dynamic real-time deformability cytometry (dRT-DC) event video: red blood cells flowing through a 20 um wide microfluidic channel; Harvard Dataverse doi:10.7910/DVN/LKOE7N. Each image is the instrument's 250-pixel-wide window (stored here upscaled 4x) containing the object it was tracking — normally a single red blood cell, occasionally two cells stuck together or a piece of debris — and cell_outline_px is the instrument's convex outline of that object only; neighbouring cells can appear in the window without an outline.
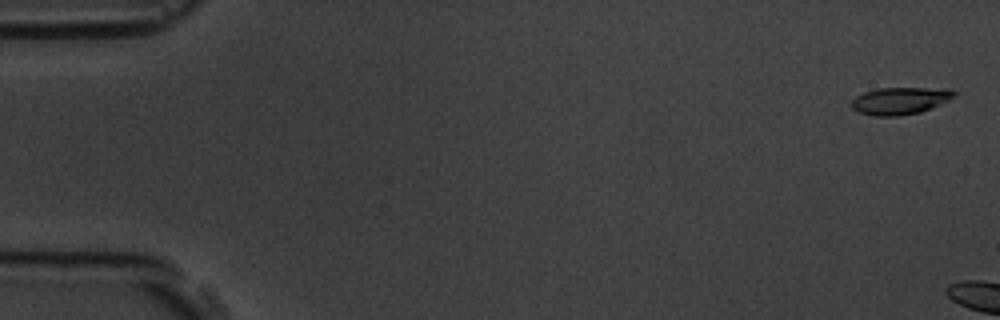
{"species": "common noctule bat (a hibernating species)", "species_latin": "Nyctalus noctula", "temperature_condition": "room temperature", "stored_images_in_passage": 7, "camera_frame_rate_fps": 3000, "um_per_image_px": 0.085, "animal": {"sex": "male", "body_mass_g": 19.5, "forearm_length_mm": 54.6}, "frame": {"image": 1, "passage_image": 2, "time_ms": 0.333, "image_size_px": [1000, 320], "cell_outline_px": [[956, 92], [948, 100], [940, 104], [920, 112], [900, 116], [876, 116], [860, 112], [852, 108], [848, 104], [856, 96], [864, 92], [876, 88], [924, 88]], "centroid_in_image_um": [76.38, 8.58], "position_along_channel_um": 8.6, "area_um2": 15.9}}